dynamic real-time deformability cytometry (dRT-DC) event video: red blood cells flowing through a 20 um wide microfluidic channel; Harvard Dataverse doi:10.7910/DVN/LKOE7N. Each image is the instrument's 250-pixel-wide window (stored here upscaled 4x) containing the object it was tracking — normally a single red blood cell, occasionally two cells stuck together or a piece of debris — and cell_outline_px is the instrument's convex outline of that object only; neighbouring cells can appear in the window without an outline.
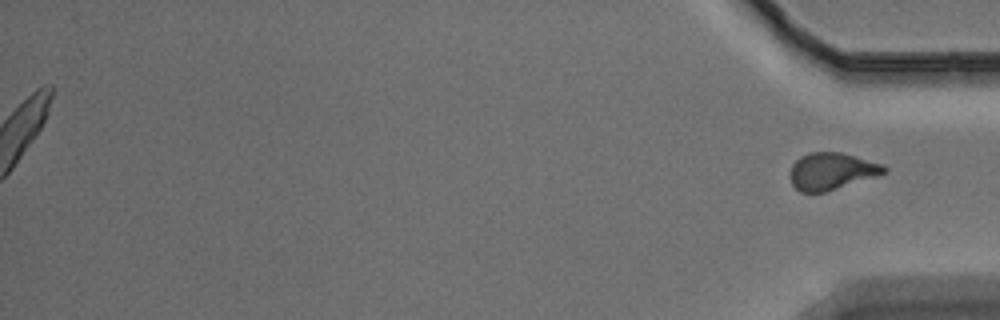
{"species": "Egyptian fruit bat (a non-hibernating species)", "species_latin": "Rousettus aegyptiacus", "temperature_condition": "warm", "stored_images_in_passage": 50, "segment_of_instrument_passage": [2, 2], "camera_frame_rate_fps": 3000, "um_per_image_px": 0.085, "animal": {"sex": "male"}, "frame": {"image": 1, "passage_image": 50, "time_ms": 16.333, "image_size_px": [1000, 320], "cell_outline_px": [[888, 168], [884, 172], [876, 176], [824, 192], [800, 192], [792, 184], [792, 164], [800, 156], [808, 152], [840, 152], [884, 164]], "centroid_in_image_um": [70.69, 14.53], "position_along_channel_um": 364.5, "area_um2": 19.94}}